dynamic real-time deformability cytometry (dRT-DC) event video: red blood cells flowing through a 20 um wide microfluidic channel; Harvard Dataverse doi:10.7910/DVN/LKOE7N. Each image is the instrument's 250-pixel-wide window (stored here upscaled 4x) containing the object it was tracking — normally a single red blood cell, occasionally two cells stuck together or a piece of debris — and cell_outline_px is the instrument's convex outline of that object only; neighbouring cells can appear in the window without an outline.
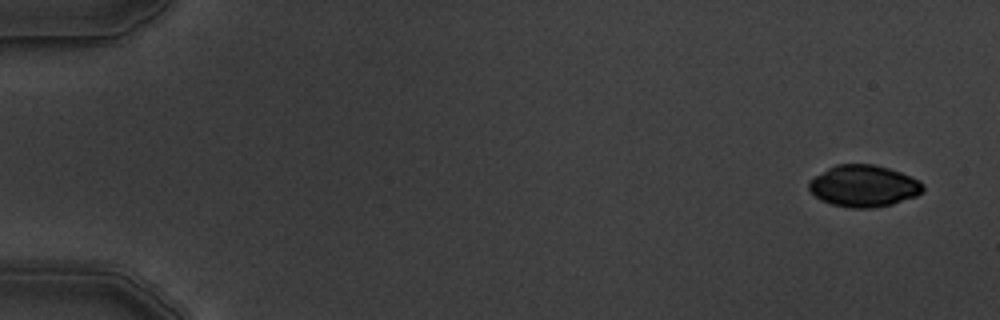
{"species": "common noctule bat (a hibernating species)", "species_latin": "Nyctalus noctula", "temperature_condition": "warm", "stored_images_in_passage": 5, "camera_frame_rate_fps": 3000, "um_per_image_px": 0.085, "animal": {"sex": "male", "body_mass_g": 19.5, "forearm_length_mm": 54.6}, "frame": {"image": 1, "passage_image": 1, "time_ms": 0.0, "image_size_px": [1000, 320], "cell_outline_px": [[924, 188], [916, 196], [892, 204], [872, 208], [852, 208], [832, 204], [820, 200], [808, 188], [808, 184], [816, 176], [828, 168], [836, 164], [872, 164], [888, 168], [900, 172], [920, 180], [924, 184]], "centroid_in_image_um": [73.43, 15.81], "position_along_channel_um": 11.6, "area_um2": 27.51}}
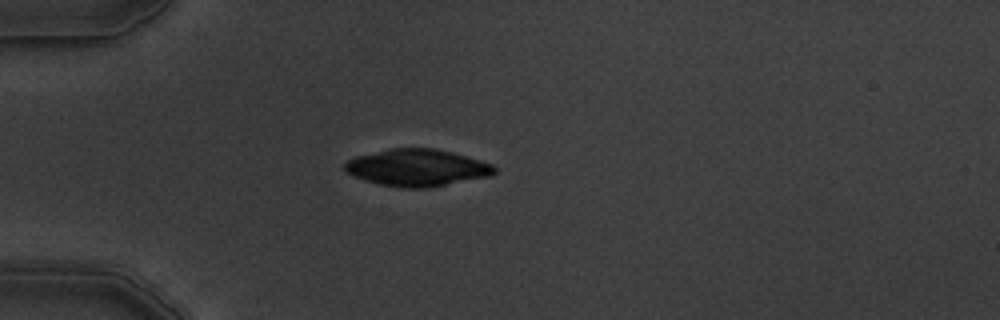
{"frame": {"image": 2, "passage_image": 4, "time_ms": 4.333, "image_size_px": [1000, 320], "cell_outline_px": [[496, 172], [492, 176], [428, 188], [404, 188], [380, 184], [344, 172], [344, 164], [348, 160], [356, 156], [388, 148], [432, 148], [452, 152], [480, 160], [492, 164], [496, 168]], "centroid_in_image_um": [35.48, 14.25], "position_along_channel_um": 49.5, "area_um2": 32.25}}